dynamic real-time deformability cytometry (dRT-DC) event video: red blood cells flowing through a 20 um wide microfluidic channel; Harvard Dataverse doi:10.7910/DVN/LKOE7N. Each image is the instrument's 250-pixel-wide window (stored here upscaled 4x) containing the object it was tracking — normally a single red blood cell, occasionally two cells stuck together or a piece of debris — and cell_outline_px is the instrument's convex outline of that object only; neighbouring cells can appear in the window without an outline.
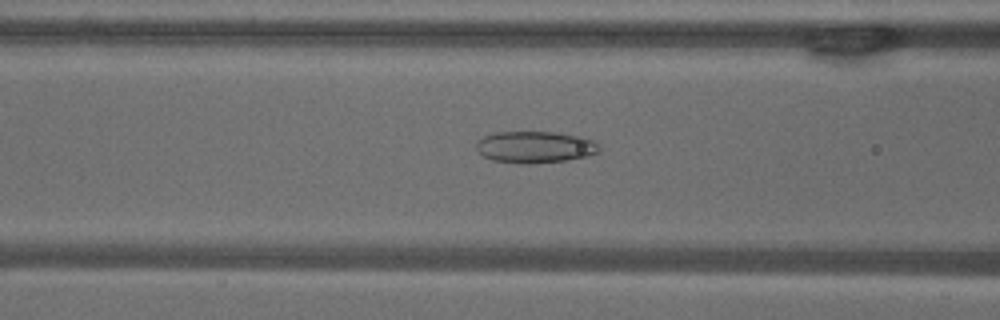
{"species": "common noctule bat (a hibernating species)", "species_latin": "Nyctalus noctula", "temperature_condition": "warm", "stored_images_in_passage": 53, "camera_frame_rate_fps": 3000, "um_per_image_px": 0.085, "animal": {"sex": "male", "body_mass_g": 18.8}, "frame": {"image": 1, "passage_image": 21, "time_ms": 6.667, "image_size_px": [1000, 320], "cell_outline_px": [[600, 152], [588, 156], [564, 160], [532, 164], [520, 164], [492, 160], [484, 156], [476, 148], [476, 140], [484, 136], [496, 132], [556, 132], [580, 136], [592, 140], [600, 148]], "centroid_in_image_um": [45.46, 12.5], "position_along_channel_um": 121.1, "area_um2": 22.77}}
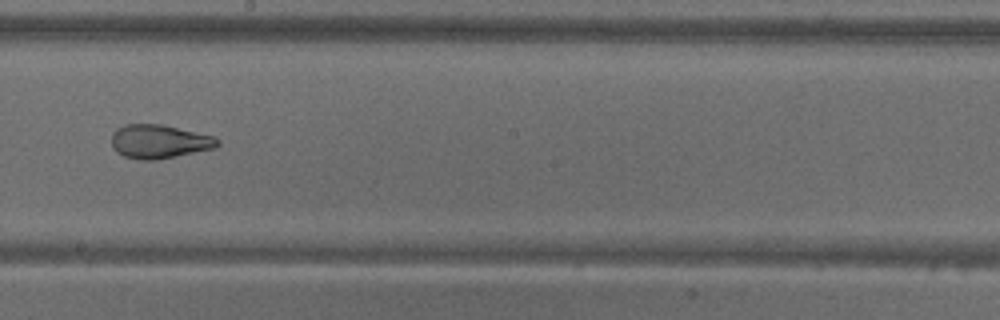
{"frame": {"image": 2, "passage_image": 30, "time_ms": 9.667, "image_size_px": [1000, 320], "cell_outline_px": [[220, 144], [216, 148], [156, 160], [140, 160], [124, 156], [116, 152], [112, 148], [112, 132], [116, 128], [124, 124], [164, 124], [216, 136], [220, 140]], "centroid_in_image_um": [13.55, 12.02], "position_along_channel_um": 234.6, "area_um2": 21.27}}
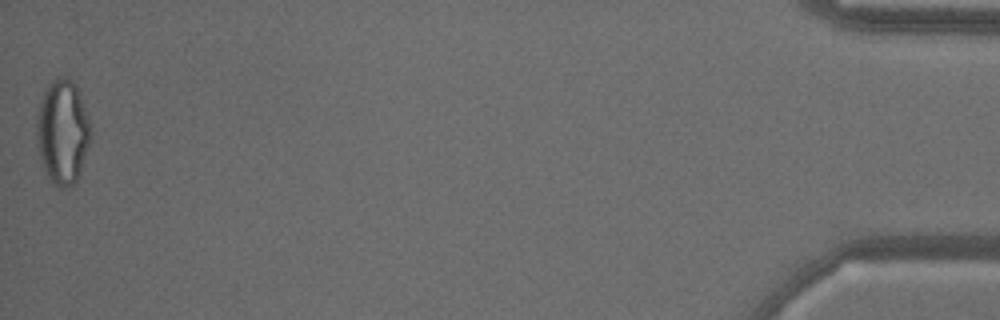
{"frame": {"image": 3, "passage_image": 53, "time_ms": 17.333, "image_size_px": [1000, 320], "cell_outline_px": [[92, 132], [80, 172], [76, 184], [64, 188], [60, 188], [52, 184], [44, 168], [40, 156], [36, 132], [36, 116], [44, 88], [52, 80], [72, 80], [76, 88], [88, 120]], "centroid_in_image_um": [5.29, 11.27], "position_along_channel_um": 429.9, "area_um2": 32.25}, "authors_computed_cell_mechanics": {"area_um2": 26.9926, "velocity_mm_per_s": 3.7844, "shape_relaxation_time_tau1_ms": null, "shape_relaxation_time_tau2_ms": 1.5274, "deformation_change_tau1": null, "deformation_change_tau2": 0.0874}}